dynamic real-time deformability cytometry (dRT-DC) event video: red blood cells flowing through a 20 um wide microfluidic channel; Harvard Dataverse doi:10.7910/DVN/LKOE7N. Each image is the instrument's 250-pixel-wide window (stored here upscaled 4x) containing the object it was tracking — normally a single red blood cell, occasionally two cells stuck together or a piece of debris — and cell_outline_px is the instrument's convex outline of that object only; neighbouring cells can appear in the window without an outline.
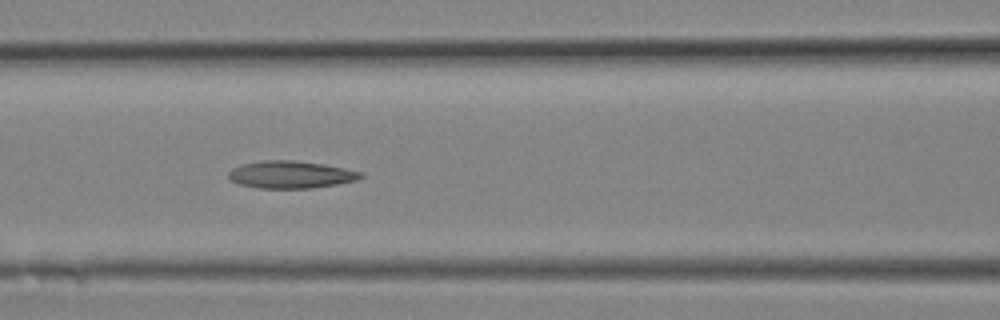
{"species": "Egyptian fruit bat (a non-hibernating species)", "species_latin": "Rousettus aegyptiacus", "temperature_condition": "room temperature", "stored_images_in_passage": 10, "camera_frame_rate_fps": 3000, "um_per_image_px": 0.085, "animal": {"sex": "female"}, "frame": {"image": 1, "passage_image": 9, "time_ms": 2.667, "image_size_px": [1000, 320], "cell_outline_px": [[364, 176], [356, 180], [336, 184], [308, 188], [260, 188], [236, 184], [228, 176], [228, 172], [232, 168], [240, 164], [264, 160], [292, 160], [320, 164], [344, 168], [364, 172]], "centroid_in_image_um": [24.68, 14.84], "position_along_channel_um": 141.9, "area_um2": 20.98}}
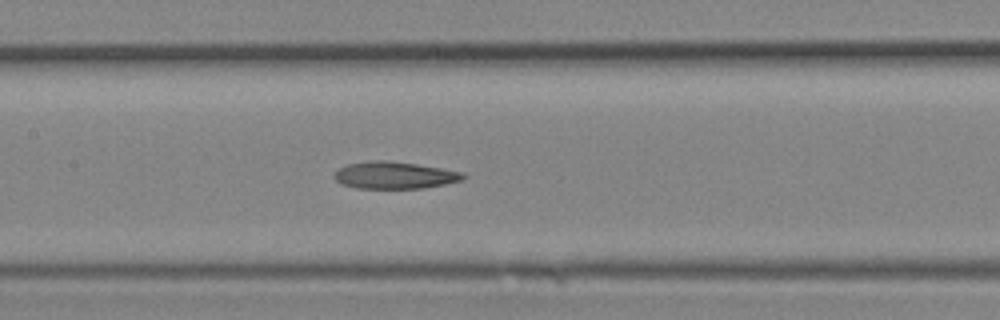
{"frame": {"image": 2, "passage_image": 10, "time_ms": 3.0, "image_size_px": [1000, 320], "cell_outline_px": [[468, 176], [464, 180], [424, 188], [360, 188], [340, 184], [332, 176], [340, 168], [348, 164], [368, 160], [388, 160], [416, 164], [464, 172]], "centroid_in_image_um": [33.56, 14.89], "position_along_channel_um": 173.8, "area_um2": 20.4}}